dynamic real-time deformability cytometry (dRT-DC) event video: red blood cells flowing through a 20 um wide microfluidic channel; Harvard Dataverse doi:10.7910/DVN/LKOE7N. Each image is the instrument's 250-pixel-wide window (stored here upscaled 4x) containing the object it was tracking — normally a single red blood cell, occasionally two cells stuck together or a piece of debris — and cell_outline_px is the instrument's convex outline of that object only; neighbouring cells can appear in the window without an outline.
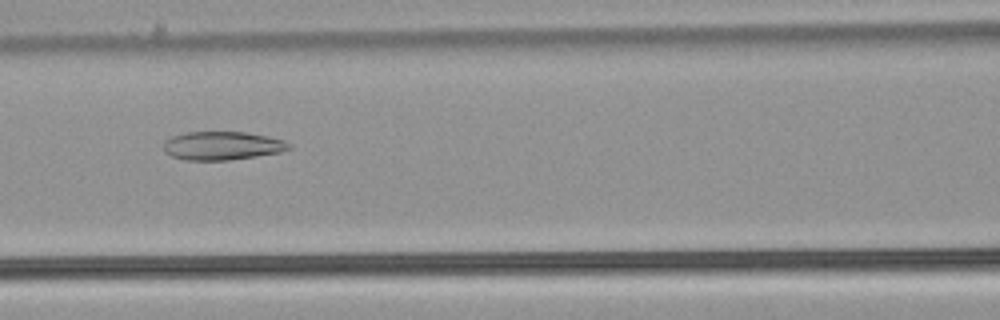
{"species": "common noctule bat (a hibernating species)", "species_latin": "Nyctalus noctula", "temperature_condition": "warm", "stored_images_in_passage": 51, "camera_frame_rate_fps": 3000, "um_per_image_px": 0.085, "animal": {"sex": "male", "body_mass_g": 21.5, "forearm_length_mm": 52.0}, "frame": {"image": 1, "passage_image": 23, "time_ms": 7.333, "image_size_px": [1000, 320], "cell_outline_px": [[292, 148], [280, 152], [256, 156], [228, 160], [184, 160], [172, 156], [164, 152], [164, 140], [172, 136], [188, 132], [244, 132], [268, 136], [284, 140], [292, 144]], "centroid_in_image_um": [18.9, 12.38], "position_along_channel_um": 147.7, "area_um2": 20.87}}
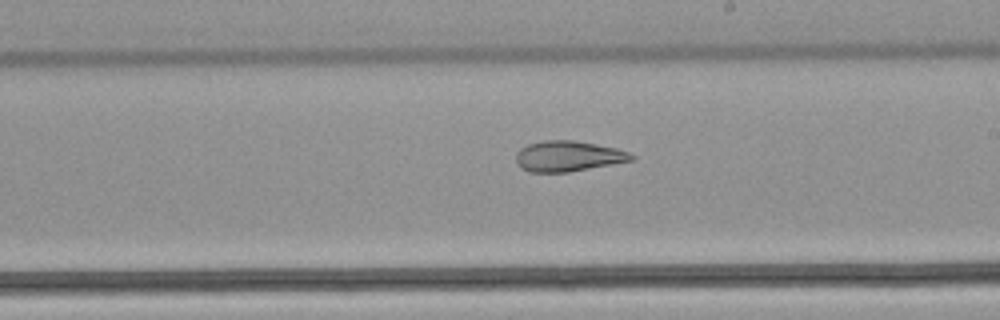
{"frame": {"image": 2, "passage_image": 30, "time_ms": 9.667, "image_size_px": [1000, 320], "cell_outline_px": [[636, 160], [568, 172], [528, 172], [520, 168], [516, 160], [516, 152], [520, 148], [528, 144], [544, 140], [576, 140], [616, 148], [628, 152], [636, 156]], "centroid_in_image_um": [48.3, 13.27], "position_along_channel_um": 240.7, "area_um2": 20.75}}
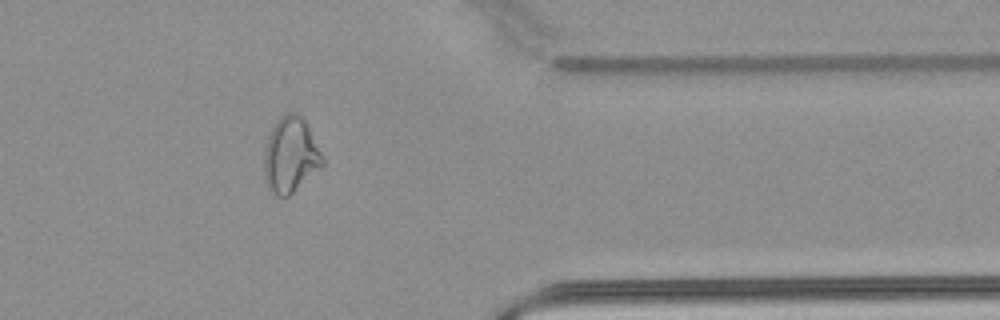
{"frame": {"image": 3, "passage_image": 42, "time_ms": 13.667, "image_size_px": [1000, 320], "cell_outline_px": [[324, 164], [320, 168], [288, 196], [276, 196], [268, 188], [264, 180], [264, 152], [268, 136], [276, 120], [280, 116], [288, 112], [296, 112], [304, 116], [308, 124], [324, 160]], "centroid_in_image_um": [24.68, 13.14], "position_along_channel_um": 386.7, "area_um2": 25.78}, "authors_computed_cell_mechanics": {"area_um2": 25.9522, "velocity_mm_per_s": 4.0013, "shape_relaxation_time_tau1_ms": null, "shape_relaxation_time_tau2_ms": 2.8175, "deformation_change_tau1": null, "deformation_change_tau2": 0.1049}}